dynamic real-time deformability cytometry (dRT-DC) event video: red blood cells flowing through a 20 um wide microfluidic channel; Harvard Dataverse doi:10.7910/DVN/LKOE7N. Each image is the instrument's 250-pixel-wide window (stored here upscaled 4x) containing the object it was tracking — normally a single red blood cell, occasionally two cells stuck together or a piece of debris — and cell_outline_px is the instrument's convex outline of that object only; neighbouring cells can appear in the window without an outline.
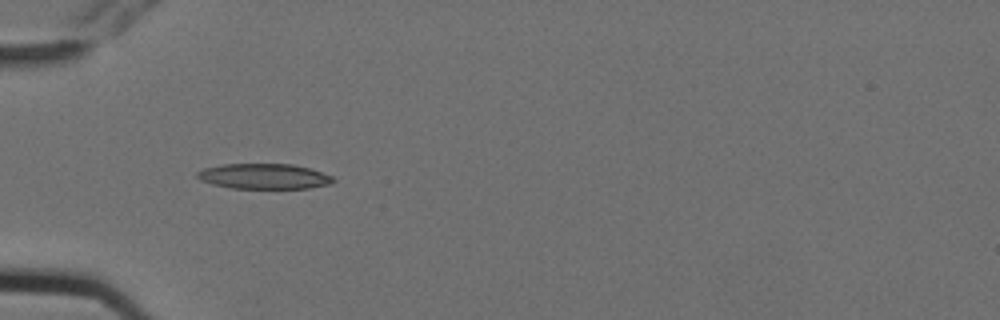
{"species": "Egyptian fruit bat (a non-hibernating species)", "species_latin": "Rousettus aegyptiacus", "temperature_condition": "cold", "stored_images_in_passage": 4, "camera_frame_rate_fps": 3000, "um_per_image_px": 0.085, "animal": {"sex": "female"}, "frame": {"image": 1, "passage_image": 3, "time_ms": 0.667, "image_size_px": [1000, 320], "cell_outline_px": [[336, 180], [332, 184], [308, 188], [232, 188], [212, 184], [200, 180], [196, 176], [196, 172], [204, 168], [224, 164], [292, 164], [312, 168], [332, 176]], "centroid_in_image_um": [22.47, 14.98], "position_along_channel_um": 62.5, "area_um2": 20.17}}
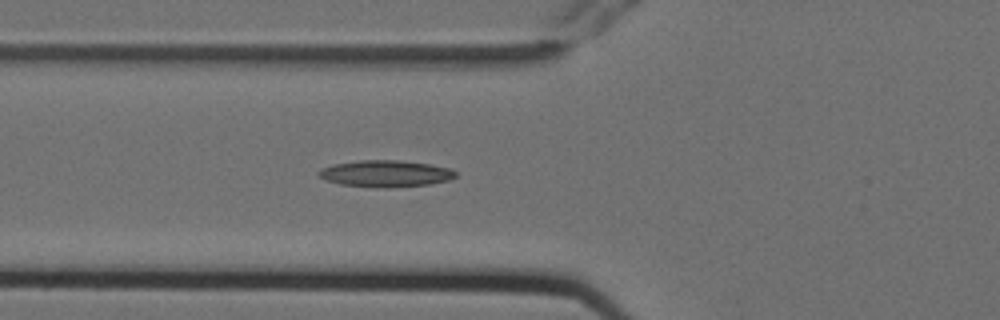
{"frame": {"image": 2, "passage_image": 4, "time_ms": 1.0, "image_size_px": [1000, 320], "cell_outline_px": [[456, 176], [448, 180], [428, 184], [384, 188], [340, 184], [328, 180], [320, 176], [316, 172], [320, 168], [332, 164], [360, 160], [396, 160], [428, 164], [448, 168], [456, 172]], "centroid_in_image_um": [32.73, 14.75], "position_along_channel_um": 93.1, "area_um2": 20.98}}